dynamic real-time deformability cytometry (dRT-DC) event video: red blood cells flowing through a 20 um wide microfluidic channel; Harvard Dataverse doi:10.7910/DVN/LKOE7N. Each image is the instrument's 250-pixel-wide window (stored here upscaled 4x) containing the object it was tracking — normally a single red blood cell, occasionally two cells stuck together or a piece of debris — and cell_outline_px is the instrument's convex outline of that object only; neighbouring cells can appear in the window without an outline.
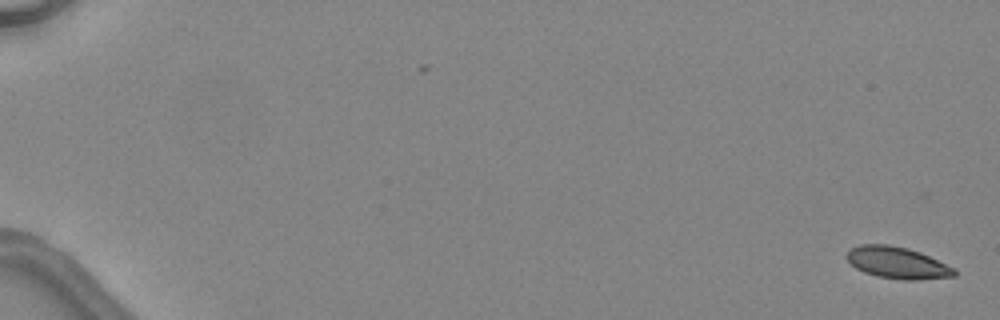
{"species": "common noctule bat (a hibernating species)", "species_latin": "Nyctalus noctula", "temperature_condition": "warm", "stored_images_in_passage": 6, "camera_frame_rate_fps": 3000, "um_per_image_px": 0.085, "animal": {"sex": "female", "body_mass_g": 24.6, "forearm_length_mm": 56.2}, "frame": {"image": 1, "passage_image": 1, "time_ms": 0.0, "image_size_px": [1000, 320], "cell_outline_px": [[956, 276], [916, 280], [904, 280], [876, 276], [864, 272], [856, 268], [844, 256], [852, 248], [860, 244], [888, 244], [908, 248], [920, 252], [956, 268]], "centroid_in_image_um": [76.29, 22.33], "position_along_channel_um": 8.7, "area_um2": 19.94}}
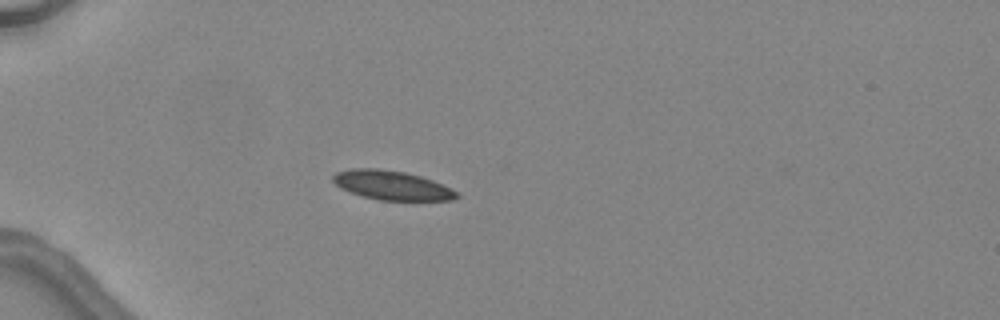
{"frame": {"image": 2, "passage_image": 5, "time_ms": 5.0, "image_size_px": [1000, 320], "cell_outline_px": [[460, 196], [452, 200], [380, 200], [364, 196], [340, 188], [332, 180], [332, 176], [336, 172], [352, 168], [376, 168], [404, 172], [420, 176], [432, 180], [452, 188]], "centroid_in_image_um": [33.3, 15.74], "position_along_channel_um": 51.7, "area_um2": 20.87}}